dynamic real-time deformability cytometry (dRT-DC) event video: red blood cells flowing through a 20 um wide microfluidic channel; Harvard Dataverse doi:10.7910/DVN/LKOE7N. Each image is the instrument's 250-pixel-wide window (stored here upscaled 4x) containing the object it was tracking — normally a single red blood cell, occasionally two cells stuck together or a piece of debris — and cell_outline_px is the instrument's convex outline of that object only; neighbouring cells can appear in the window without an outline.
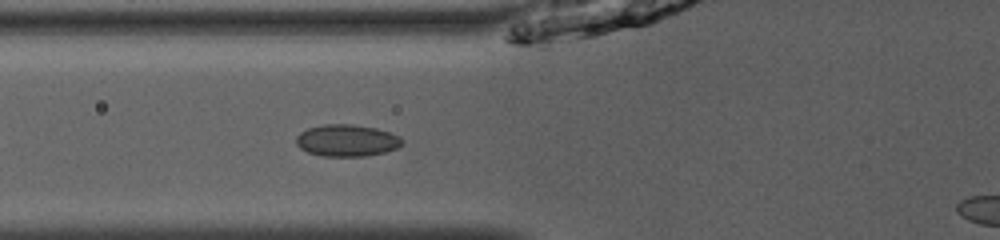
{"species": "common noctule bat (a hibernating species)", "species_latin": "Nyctalus noctula", "temperature_condition": "room temperature", "stored_images_in_passage": 20, "camera_frame_rate_fps": 3000, "um_per_image_px": 0.085, "animal": {"sex": "male", "body_mass_g": 13.0, "forearm_length_mm": 53.1}, "frame": {"image": 1, "passage_image": 4, "time_ms": 1.0, "image_size_px": [1000, 240], "cell_outline_px": [[404, 144], [396, 148], [384, 152], [364, 156], [320, 156], [308, 152], [300, 148], [296, 144], [296, 136], [300, 132], [308, 128], [324, 124], [352, 124], [376, 128], [400, 136], [404, 140]], "centroid_in_image_um": [29.48, 11.94], "position_along_channel_um": 96.3, "area_um2": 19.77}}
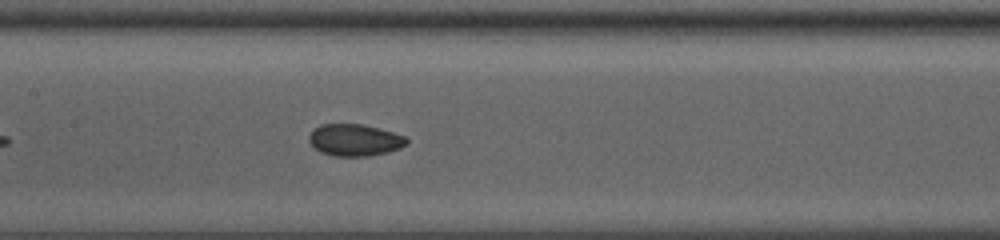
{"frame": {"image": 2, "passage_image": 10, "time_ms": 3.0, "image_size_px": [1000, 240], "cell_outline_px": [[408, 144], [400, 148], [388, 152], [368, 156], [332, 156], [320, 152], [308, 140], [308, 136], [320, 124], [360, 124], [392, 132], [404, 136], [408, 140]], "centroid_in_image_um": [30.15, 11.91], "position_along_channel_um": 177.3, "area_um2": 17.98}}
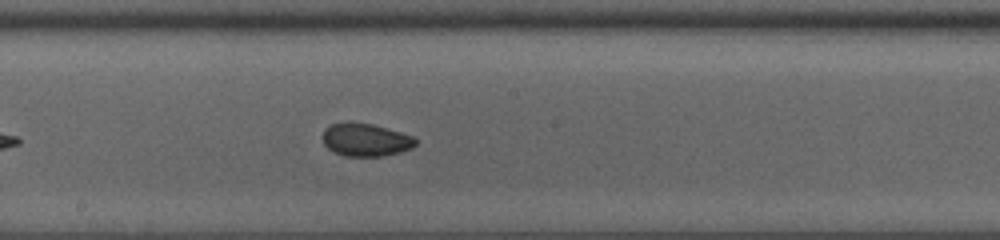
{"frame": {"image": 3, "passage_image": 13, "time_ms": 4.0, "image_size_px": [1000, 240], "cell_outline_px": [[416, 144], [412, 148], [400, 152], [384, 156], [344, 156], [328, 148], [324, 144], [324, 128], [332, 124], [372, 124], [400, 132], [412, 136], [416, 140]], "centroid_in_image_um": [31.11, 11.91], "position_along_channel_um": 217.1, "area_um2": 17.28}}